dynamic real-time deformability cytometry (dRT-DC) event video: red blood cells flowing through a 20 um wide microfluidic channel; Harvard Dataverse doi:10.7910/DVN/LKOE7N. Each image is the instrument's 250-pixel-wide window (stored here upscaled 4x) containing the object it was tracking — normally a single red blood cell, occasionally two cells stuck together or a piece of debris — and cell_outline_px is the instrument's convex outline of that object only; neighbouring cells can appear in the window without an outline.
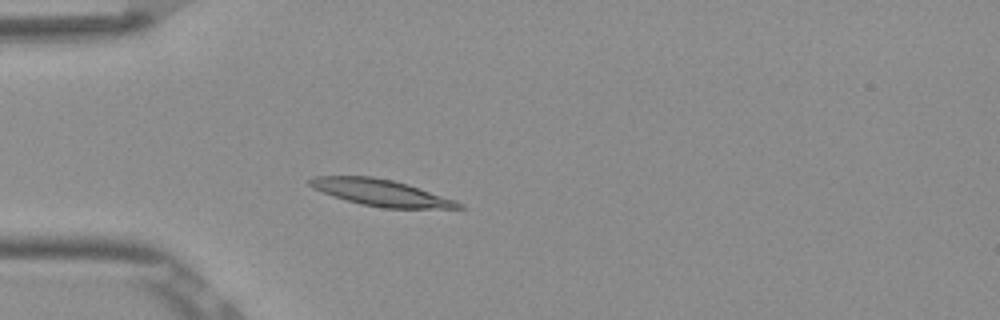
{"species": "Egyptian fruit bat (a non-hibernating species)", "species_latin": "Rousettus aegyptiacus", "temperature_condition": "room temperature", "stored_images_in_passage": 36, "camera_frame_rate_fps": 3000, "um_per_image_px": 0.085, "frame": {"image": 1, "passage_image": 9, "time_ms": 2.667, "image_size_px": [1000, 320], "cell_outline_px": [[468, 208], [384, 208], [360, 204], [312, 188], [308, 184], [308, 180], [312, 176], [372, 176], [392, 180], [408, 184], [456, 200], [464, 204]], "centroid_in_image_um": [32.42, 16.37], "position_along_channel_um": 52.6, "area_um2": 22.89}}
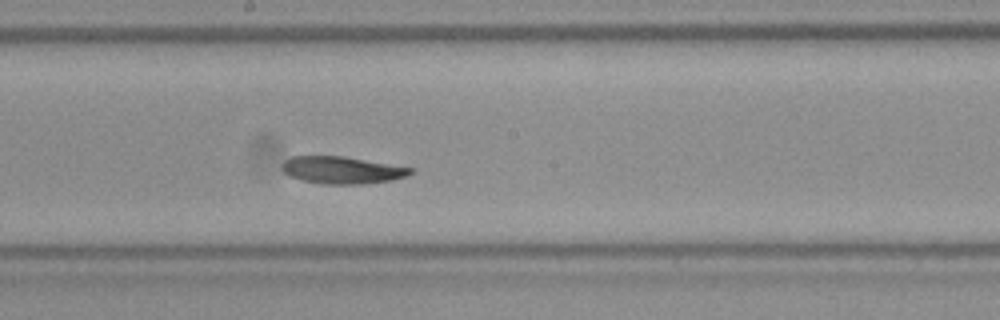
{"frame": {"image": 2, "passage_image": 23, "time_ms": 7.333, "image_size_px": [1000, 320], "cell_outline_px": [[412, 172], [408, 176], [388, 180], [364, 184], [324, 184], [300, 180], [284, 172], [284, 160], [292, 156], [344, 156], [412, 168]], "centroid_in_image_um": [29.07, 14.46], "position_along_channel_um": 219.1, "area_um2": 20.06}}
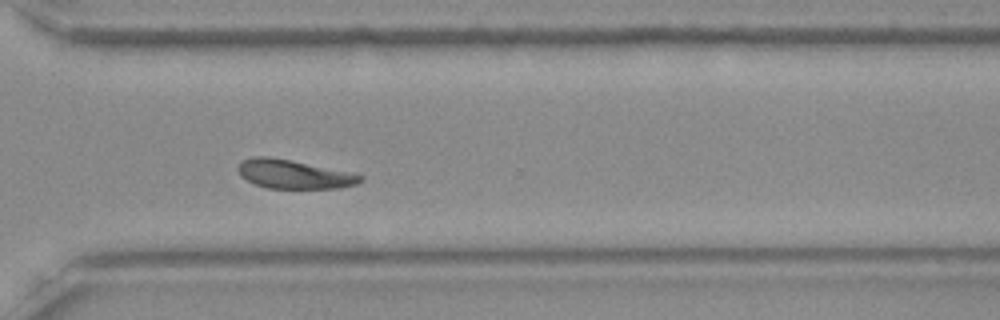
{"frame": {"image": 3, "passage_image": 33, "time_ms": 10.667, "image_size_px": [1000, 320], "cell_outline_px": [[364, 180], [356, 184], [340, 188], [268, 188], [256, 184], [240, 176], [236, 168], [240, 160], [252, 156], [268, 156], [288, 160], [364, 176]], "centroid_in_image_um": [24.89, 14.81], "position_along_channel_um": 345.7, "area_um2": 20.17}}